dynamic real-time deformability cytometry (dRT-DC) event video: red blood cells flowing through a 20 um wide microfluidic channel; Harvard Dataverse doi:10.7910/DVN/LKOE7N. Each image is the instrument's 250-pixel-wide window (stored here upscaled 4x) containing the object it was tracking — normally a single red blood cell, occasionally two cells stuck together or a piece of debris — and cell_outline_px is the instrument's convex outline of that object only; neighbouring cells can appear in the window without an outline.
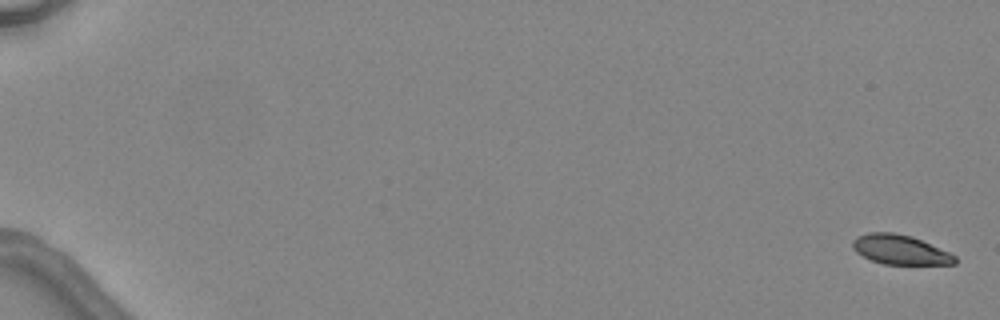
{"species": "common noctule bat (a hibernating species)", "species_latin": "Nyctalus noctula", "temperature_condition": "warm", "stored_images_in_passage": 7, "camera_frame_rate_fps": 3000, "um_per_image_px": 0.085, "animal": {"sex": "female", "body_mass_g": 24.6, "forearm_length_mm": 56.2}, "frame": {"image": 1, "passage_image": 1, "time_ms": 0.0, "image_size_px": [1000, 320], "cell_outline_px": [[956, 264], [884, 264], [872, 260], [856, 252], [852, 248], [852, 240], [856, 236], [868, 232], [892, 232], [912, 236], [948, 252], [956, 256]], "centroid_in_image_um": [76.47, 21.21], "position_along_channel_um": 8.5, "area_um2": 17.51}}
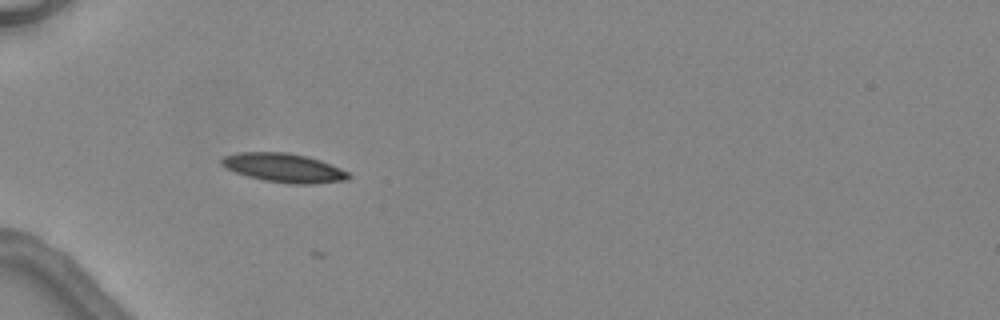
{"frame": {"image": 2, "passage_image": 5, "time_ms": 5.667, "image_size_px": [1000, 320], "cell_outline_px": [[352, 176], [348, 180], [316, 184], [288, 184], [264, 180], [248, 176], [236, 172], [220, 164], [220, 160], [224, 156], [236, 152], [288, 152], [320, 160], [332, 164], [348, 172]], "centroid_in_image_um": [24.16, 14.27], "position_along_channel_um": 60.8, "area_um2": 21.5}}